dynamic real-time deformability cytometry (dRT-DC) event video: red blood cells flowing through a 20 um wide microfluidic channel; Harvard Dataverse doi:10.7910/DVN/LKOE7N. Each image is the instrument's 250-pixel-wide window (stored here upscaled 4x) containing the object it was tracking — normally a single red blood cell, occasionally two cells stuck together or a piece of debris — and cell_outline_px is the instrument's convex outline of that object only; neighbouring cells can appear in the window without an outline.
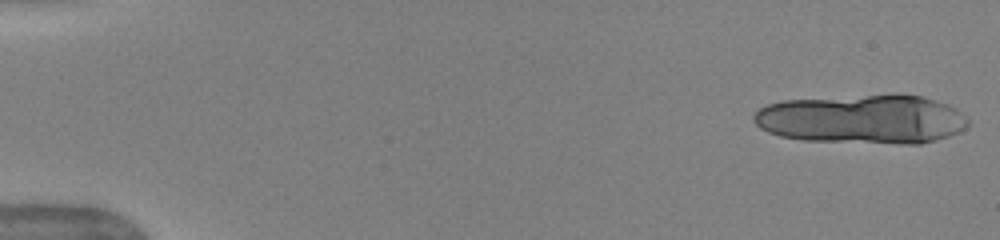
{"species": "human", "species_latin": "Homo sapiens", "temperature_condition": "warm", "stored_images_in_passage": 13, "camera_frame_rate_fps": 3000, "um_per_image_px": 0.085, "donor": {"sex": "female"}, "frame": {"image": 1, "passage_image": 1, "time_ms": 0.0, "image_size_px": [1000, 240], "cell_outline_px": [[968, 124], [960, 132], [948, 136], [920, 144], [900, 144], [804, 140], [780, 136], [768, 132], [760, 128], [752, 120], [752, 116], [760, 108], [768, 104], [784, 100], [868, 96], [924, 96], [948, 104], [956, 108], [968, 120]], "centroid_in_image_um": [73.29, 10.16], "position_along_channel_um": 11.7, "area_um2": 60.81}}